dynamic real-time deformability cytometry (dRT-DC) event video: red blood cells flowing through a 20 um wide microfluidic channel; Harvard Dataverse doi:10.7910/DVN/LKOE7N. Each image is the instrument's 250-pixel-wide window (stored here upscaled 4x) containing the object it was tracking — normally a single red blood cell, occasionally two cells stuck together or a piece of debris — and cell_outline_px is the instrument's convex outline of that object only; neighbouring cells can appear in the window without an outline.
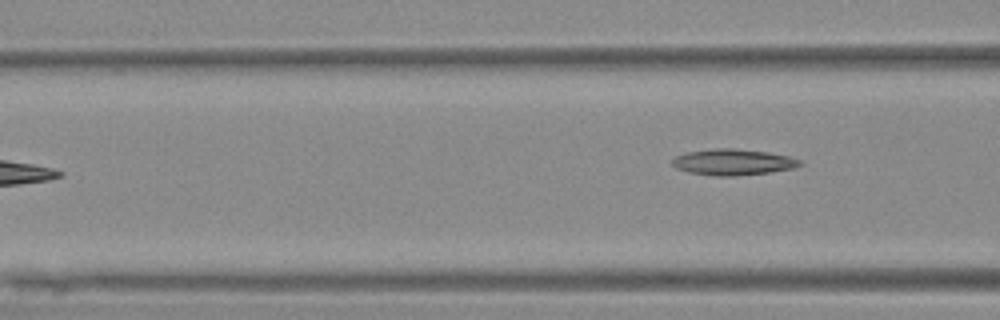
{"species": "Egyptian fruit bat (a non-hibernating species)", "species_latin": "Rousettus aegyptiacus", "temperature_condition": "warm", "stored_images_in_passage": 4, "camera_frame_rate_fps": 3000, "um_per_image_px": 0.085, "animal": {"sex": "female"}, "frame": {"image": 1, "passage_image": 4, "time_ms": 1.0, "image_size_px": [1000, 320], "cell_outline_px": [[804, 164], [792, 168], [768, 172], [732, 176], [716, 176], [688, 172], [676, 168], [672, 164], [672, 160], [676, 156], [688, 152], [712, 148], [732, 148], [768, 152], [788, 156], [800, 160]], "centroid_in_image_um": [62.29, 13.77], "position_along_channel_um": 104.3, "area_um2": 19.25}}